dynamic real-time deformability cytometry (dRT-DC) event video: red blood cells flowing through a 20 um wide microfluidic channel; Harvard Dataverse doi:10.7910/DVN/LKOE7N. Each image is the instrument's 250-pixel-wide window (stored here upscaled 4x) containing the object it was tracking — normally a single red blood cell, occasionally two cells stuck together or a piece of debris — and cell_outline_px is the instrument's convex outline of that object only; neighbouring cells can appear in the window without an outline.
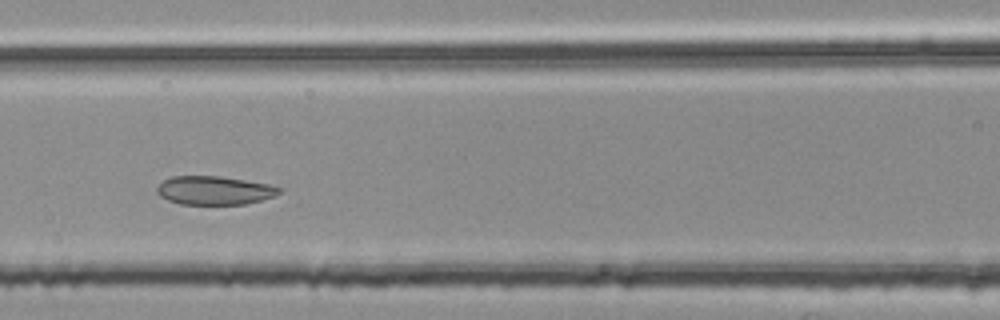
{"species": "common noctule bat (a hibernating species)", "species_latin": "Nyctalus noctula", "temperature_condition": "room temperature", "stored_images_in_passage": 42, "camera_frame_rate_fps": 3000, "um_per_image_px": 0.085, "animal": {"sex": "female", "body_mass_g": 25.1}, "frame": {"image": 1, "passage_image": 17, "time_ms": 5.333, "image_size_px": [1000, 320], "cell_outline_px": [[284, 188], [276, 196], [244, 204], [180, 204], [168, 200], [160, 196], [156, 192], [156, 188], [164, 180], [172, 176], [220, 176], [268, 184]], "centroid_in_image_um": [18.23, 16.18], "position_along_channel_um": 148.4, "area_um2": 20.35}}
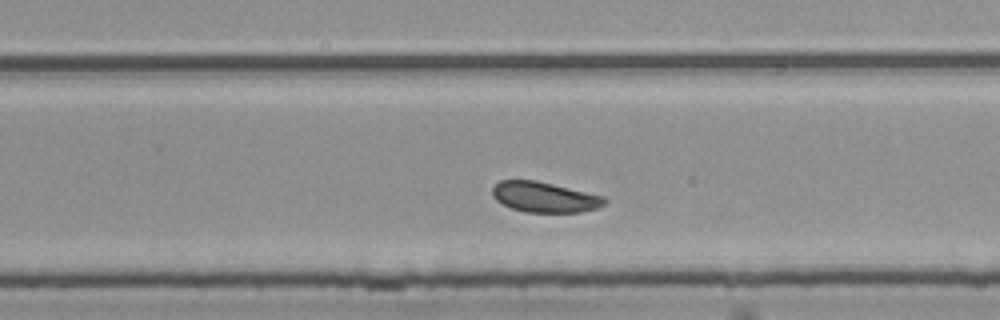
{"frame": {"image": 2, "passage_image": 28, "time_ms": 9.0, "image_size_px": [1000, 320], "cell_outline_px": [[608, 200], [600, 208], [580, 212], [524, 212], [512, 208], [496, 200], [492, 196], [492, 188], [500, 180], [536, 180], [604, 196]], "centroid_in_image_um": [46.3, 16.75], "position_along_channel_um": 283.5, "area_um2": 19.88}}
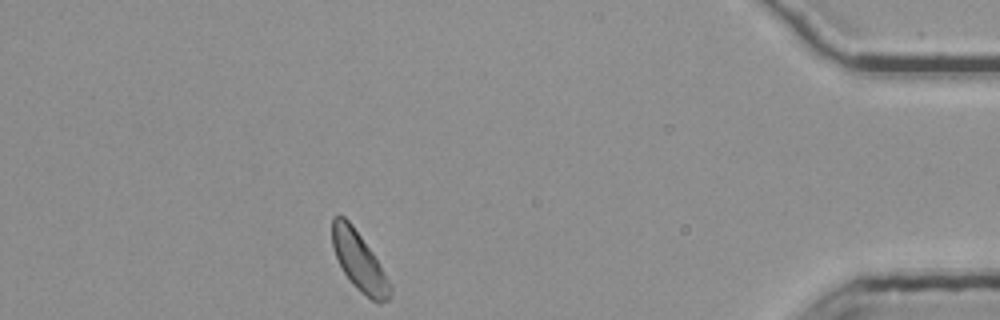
{"frame": {"image": 3, "passage_image": 42, "time_ms": 13.667, "image_size_px": [1000, 320], "cell_outline_px": [[392, 296], [388, 300], [380, 304], [372, 300], [356, 288], [352, 284], [344, 272], [336, 256], [332, 244], [332, 216], [344, 216], [352, 224], [372, 252], [380, 264], [392, 284]], "centroid_in_image_um": [30.56, 22.24], "position_along_channel_um": 404.6, "area_um2": 19.83}, "authors_computed_cell_mechanics": {"area_um2": 20.9525, "velocity_mm_per_s": 3.705, "shape_relaxation_time_tau1_ms": null, "shape_relaxation_time_tau2_ms": 4.4307, "deformation_change_tau1": null, "deformation_change_tau2": 0.0779}}